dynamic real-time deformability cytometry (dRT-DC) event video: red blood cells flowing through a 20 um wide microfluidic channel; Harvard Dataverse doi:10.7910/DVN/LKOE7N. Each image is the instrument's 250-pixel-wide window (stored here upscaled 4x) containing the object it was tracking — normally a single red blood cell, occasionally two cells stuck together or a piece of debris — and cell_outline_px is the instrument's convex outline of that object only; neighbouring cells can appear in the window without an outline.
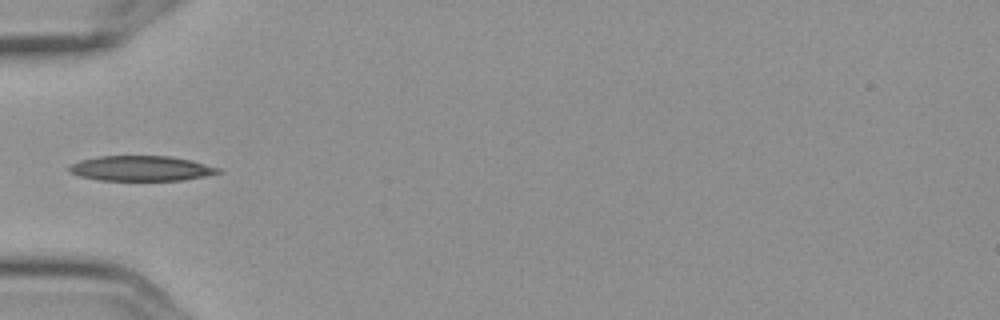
{"species": "Egyptian fruit bat (a non-hibernating species)", "species_latin": "Rousettus aegyptiacus", "temperature_condition": "cold", "stored_images_in_passage": 6, "camera_frame_rate_fps": 3000, "um_per_image_px": 0.085, "frame": {"image": 1, "passage_image": 6, "time_ms": 1.667, "image_size_px": [1000, 320], "cell_outline_px": [[224, 172], [184, 180], [100, 180], [80, 176], [68, 172], [68, 168], [72, 164], [80, 160], [100, 156], [168, 156], [192, 160], [220, 168]], "centroid_in_image_um": [12.02, 14.31], "position_along_channel_um": 73.0, "area_um2": 21.79}}